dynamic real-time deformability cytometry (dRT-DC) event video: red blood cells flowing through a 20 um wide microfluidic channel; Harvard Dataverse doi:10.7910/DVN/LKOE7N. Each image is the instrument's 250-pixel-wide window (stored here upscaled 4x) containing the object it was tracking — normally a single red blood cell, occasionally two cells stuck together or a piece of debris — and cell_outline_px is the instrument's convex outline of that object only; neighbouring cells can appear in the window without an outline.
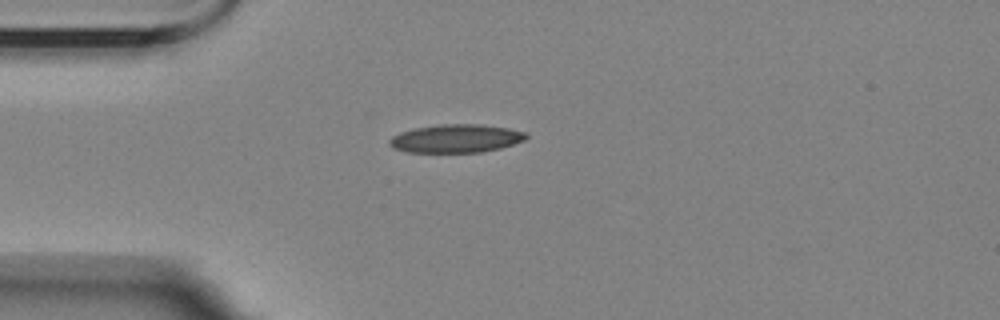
{"species": "Egyptian fruit bat (a non-hibernating species)", "species_latin": "Rousettus aegyptiacus", "temperature_condition": "room temperature", "stored_images_in_passage": 1, "camera_frame_rate_fps": 3000, "um_per_image_px": 0.085, "animal": {"sex": "female"}, "frame": {"image": 1, "passage_image": 1, "time_ms": 0.0, "image_size_px": [1000, 320], "cell_outline_px": [[528, 136], [524, 140], [500, 148], [480, 152], [408, 152], [392, 148], [388, 144], [388, 140], [392, 136], [400, 132], [416, 128], [440, 124], [480, 124], [508, 128], [524, 132]], "centroid_in_image_um": [38.72, 11.77], "position_along_channel_um": 46.3, "area_um2": 22.43}}